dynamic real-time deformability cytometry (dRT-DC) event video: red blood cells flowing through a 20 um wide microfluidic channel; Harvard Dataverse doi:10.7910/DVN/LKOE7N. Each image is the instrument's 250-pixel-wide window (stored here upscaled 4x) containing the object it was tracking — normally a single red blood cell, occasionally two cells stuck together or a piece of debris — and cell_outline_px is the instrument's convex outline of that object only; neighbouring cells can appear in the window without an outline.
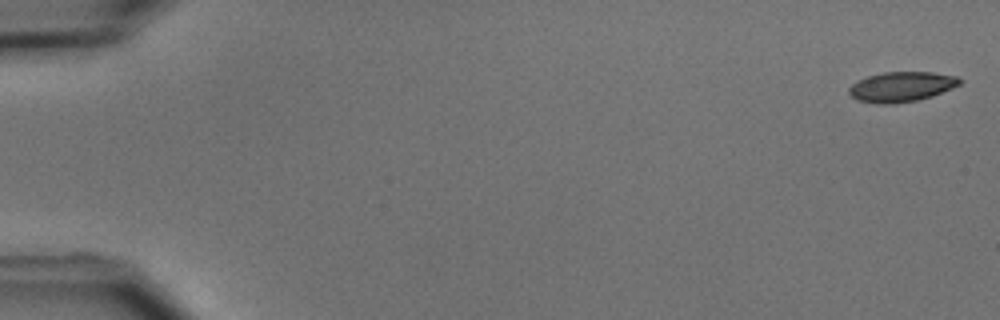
{"species": "common noctule bat (a hibernating species)", "species_latin": "Nyctalus noctula", "temperature_condition": "cold", "stored_images_in_passage": 52, "camera_frame_rate_fps": 3000, "um_per_image_px": 0.085, "animal": {"sex": "male", "body_mass_g": 15.6}, "frame": {"image": 1, "passage_image": 1, "time_ms": 0.0, "image_size_px": [1000, 320], "cell_outline_px": [[964, 80], [960, 84], [952, 88], [932, 96], [916, 100], [896, 104], [880, 104], [856, 100], [848, 92], [848, 88], [856, 80], [868, 76], [884, 72], [932, 72], [956, 76]], "centroid_in_image_um": [76.61, 7.37], "position_along_channel_um": 8.4, "area_um2": 19.48}}
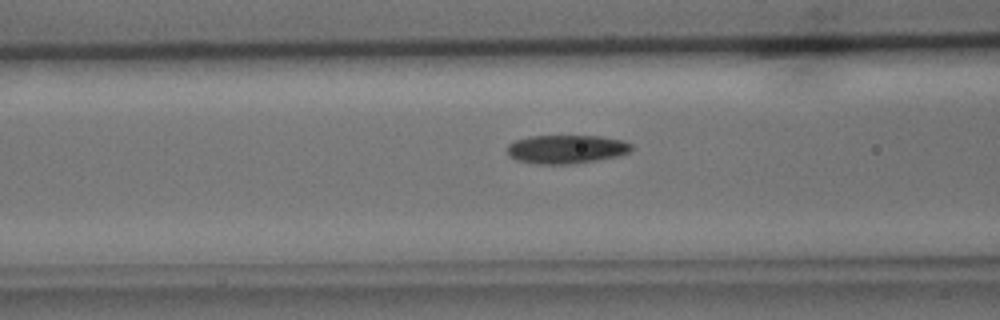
{"frame": {"image": 2, "passage_image": 21, "time_ms": 6.667, "image_size_px": [1000, 320], "cell_outline_px": [[632, 148], [628, 152], [620, 156], [596, 160], [568, 164], [536, 164], [516, 160], [508, 156], [508, 144], [516, 140], [528, 136], [600, 136], [624, 140], [632, 144]], "centroid_in_image_um": [48.14, 12.68], "position_along_channel_um": 118.5, "area_um2": 20.81}}
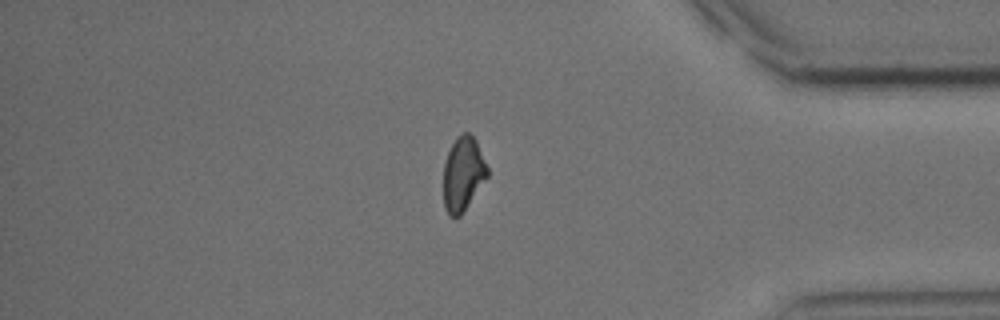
{"frame": {"image": 3, "passage_image": 44, "time_ms": 14.333, "image_size_px": [1000, 320], "cell_outline_px": [[488, 176], [460, 216], [448, 216], [444, 208], [444, 164], [448, 152], [456, 136], [464, 132], [468, 132], [476, 140], [488, 168]], "centroid_in_image_um": [39.35, 14.77], "position_along_channel_um": 395.8, "area_um2": 18.84}, "authors_computed_cell_mechanics": {"area_um2": 20.1722, "velocity_mm_per_s": 3.9197, "shape_relaxation_time_tau1_ms": 4.9838, "shape_relaxation_time_tau2_ms": 10.2536, "deformation_change_tau1": 0.1287, "deformation_change_tau2": 0.1945}}